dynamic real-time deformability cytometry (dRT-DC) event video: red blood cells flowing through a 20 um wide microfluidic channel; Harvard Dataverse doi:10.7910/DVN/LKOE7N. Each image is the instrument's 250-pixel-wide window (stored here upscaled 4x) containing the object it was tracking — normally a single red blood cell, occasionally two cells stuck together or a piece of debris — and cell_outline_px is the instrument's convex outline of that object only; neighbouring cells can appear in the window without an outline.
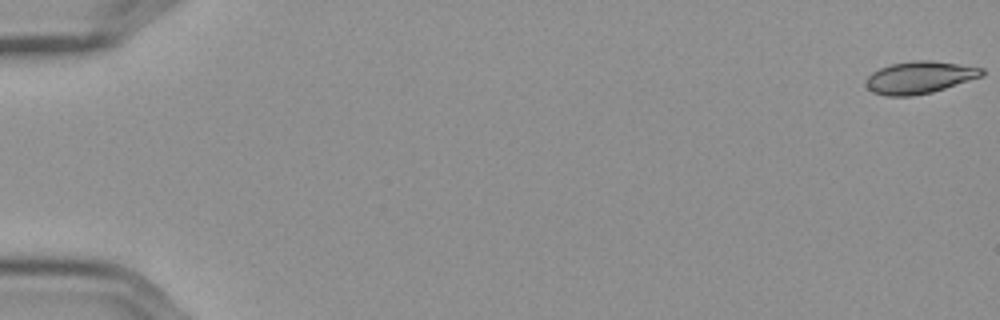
{"species": "Egyptian fruit bat (a non-hibernating species)", "species_latin": "Rousettus aegyptiacus", "temperature_condition": "cold", "stored_images_in_passage": 58, "camera_frame_rate_fps": 3000, "um_per_image_px": 0.085, "frame": {"image": 1, "passage_image": 1, "time_ms": 0.0, "image_size_px": [1000, 320], "cell_outline_px": [[984, 76], [932, 92], [912, 96], [888, 96], [872, 92], [868, 88], [864, 80], [872, 72], [880, 68], [892, 64], [912, 60], [932, 60], [984, 68]], "centroid_in_image_um": [78.17, 6.58], "position_along_channel_um": 6.8, "area_um2": 21.85}}
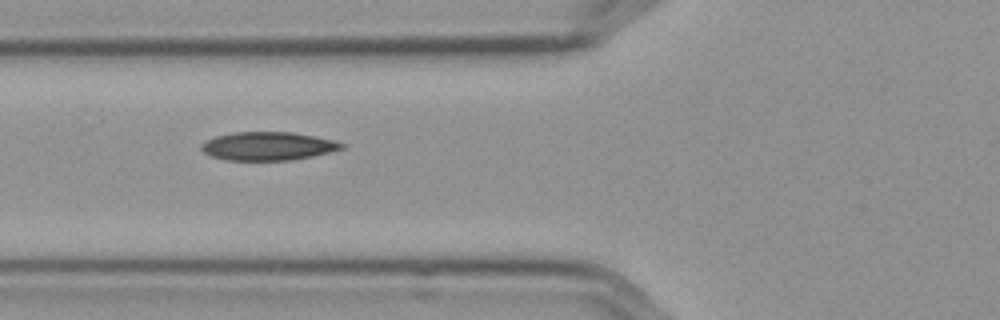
{"frame": {"image": 2, "passage_image": 23, "time_ms": 7.333, "image_size_px": [1000, 320], "cell_outline_px": [[348, 148], [312, 156], [292, 160], [228, 160], [212, 156], [204, 152], [200, 148], [200, 144], [204, 140], [216, 136], [232, 132], [292, 132], [316, 136], [348, 144]], "centroid_in_image_um": [22.81, 12.41], "position_along_channel_um": 103.0, "area_um2": 23.47}}
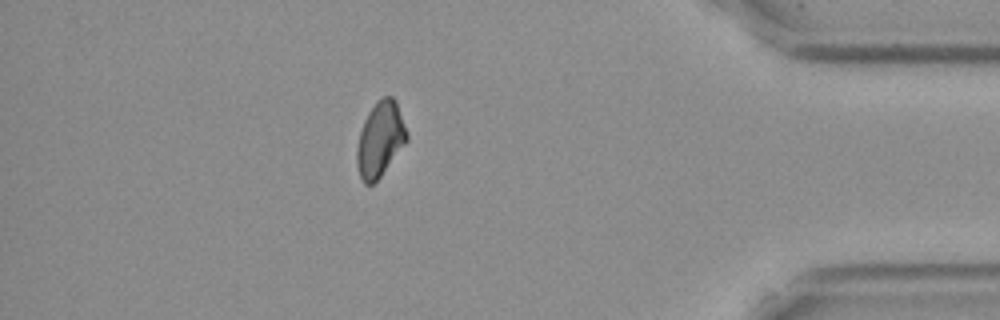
{"frame": {"image": 3, "passage_image": 51, "time_ms": 16.667, "image_size_px": [1000, 320], "cell_outline_px": [[408, 140], [380, 176], [372, 184], [364, 184], [360, 176], [356, 164], [356, 148], [360, 132], [364, 120], [368, 112], [376, 100], [384, 96], [392, 96], [396, 100], [408, 132]], "centroid_in_image_um": [32.31, 11.81], "position_along_channel_um": 402.9, "area_um2": 21.85}, "authors_computed_cell_mechanics": {"area_um2": 22.5998, "velocity_mm_per_s": 3.6015, "shape_relaxation_time_tau1_ms": 9.5788, "shape_relaxation_time_tau2_ms": 10.9379, "deformation_change_tau1": 0.1782, "deformation_change_tau2": 0.1503}}